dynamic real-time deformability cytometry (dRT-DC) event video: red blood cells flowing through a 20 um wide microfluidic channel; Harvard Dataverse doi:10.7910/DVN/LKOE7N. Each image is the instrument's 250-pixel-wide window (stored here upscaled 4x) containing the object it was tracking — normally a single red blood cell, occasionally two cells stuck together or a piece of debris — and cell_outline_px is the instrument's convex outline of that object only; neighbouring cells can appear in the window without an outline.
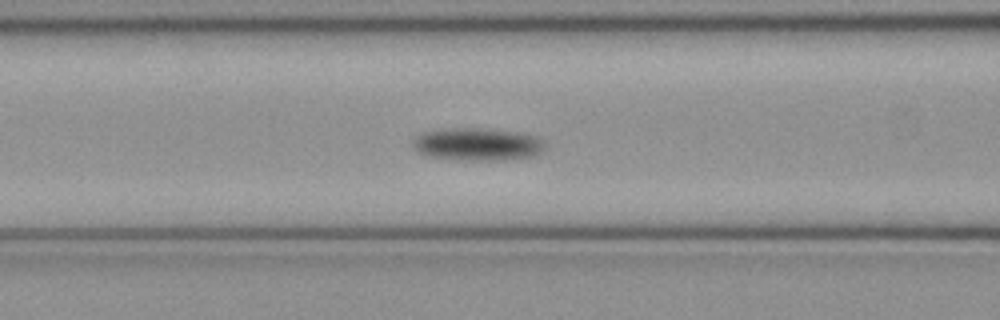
{"species": "common noctule bat (a hibernating species)", "species_latin": "Nyctalus noctula", "temperature_condition": "cold", "stored_images_in_passage": 38, "camera_frame_rate_fps": 3000, "um_per_image_px": 0.085, "animal": {"sex": "female", "body_mass_g": 21.9}, "frame": {"image": 1, "passage_image": 6, "time_ms": 1.667, "image_size_px": [1000, 320], "cell_outline_px": [[544, 144], [540, 152], [532, 156], [504, 160], [476, 160], [424, 156], [412, 144], [412, 140], [416, 136], [424, 132], [448, 128], [492, 128], [520, 132], [536, 136]], "centroid_in_image_um": [40.57, 12.24], "position_along_channel_um": 126.0, "area_um2": 25.03}}
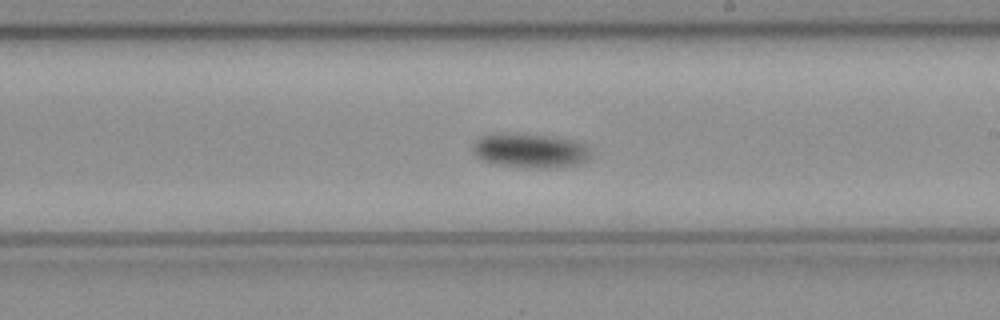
{"frame": {"image": 2, "passage_image": 15, "time_ms": 4.667, "image_size_px": [1000, 320], "cell_outline_px": [[592, 156], [588, 160], [580, 164], [556, 168], [532, 168], [496, 164], [484, 160], [476, 156], [476, 140], [484, 136], [504, 132], [516, 132], [572, 140], [584, 144], [588, 148]], "centroid_in_image_um": [45.13, 12.81], "position_along_channel_um": 243.9, "area_um2": 23.47}}
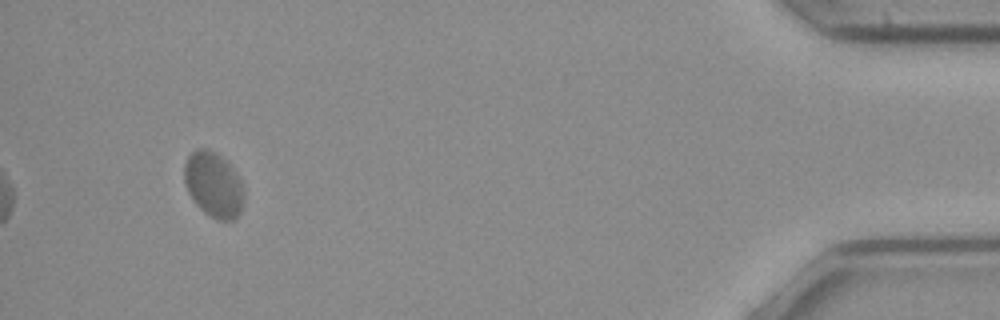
{"frame": {"image": 3, "passage_image": 34, "time_ms": 11.0, "image_size_px": [1000, 320], "cell_outline_px": [[244, 204], [240, 212], [232, 220], [216, 220], [208, 216], [196, 204], [188, 192], [184, 184], [184, 164], [188, 156], [196, 148], [208, 148], [216, 152], [232, 168], [240, 180], [244, 192]], "centroid_in_image_um": [18.14, 15.7], "position_along_channel_um": 417.1, "area_um2": 22.77}, "authors_computed_cell_mechanics": {"area_um2": 22.7154, "velocity_mm_per_s": 3.9373, "shape_relaxation_time_tau1_ms": 2.1174, "shape_relaxation_time_tau2_ms": null, "deformation_change_tau1": 0.0715, "deformation_change_tau2": null}}